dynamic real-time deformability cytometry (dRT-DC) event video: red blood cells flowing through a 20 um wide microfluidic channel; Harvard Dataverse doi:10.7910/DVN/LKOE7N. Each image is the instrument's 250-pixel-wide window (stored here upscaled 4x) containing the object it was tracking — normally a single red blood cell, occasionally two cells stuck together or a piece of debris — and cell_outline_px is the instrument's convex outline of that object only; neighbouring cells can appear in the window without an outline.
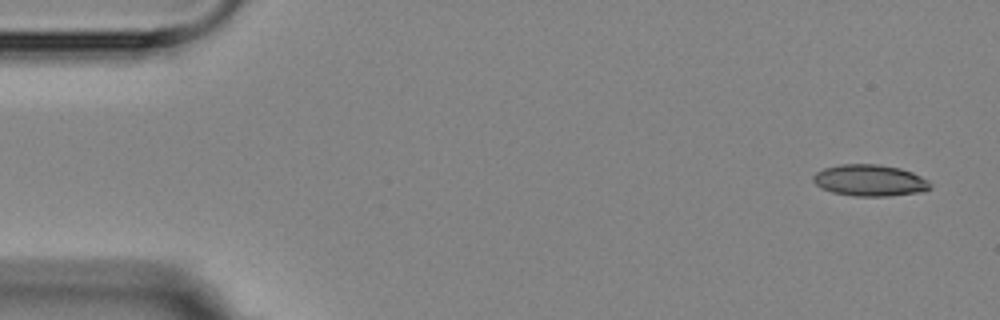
{"species": "Egyptian fruit bat (a non-hibernating species)", "species_latin": "Rousettus aegyptiacus", "temperature_condition": "room temperature", "stored_images_in_passage": 5, "camera_frame_rate_fps": 3000, "um_per_image_px": 0.085, "animal": {"sex": "female"}, "frame": {"image": 1, "passage_image": 1, "time_ms": 0.0, "image_size_px": [1000, 320], "cell_outline_px": [[932, 188], [924, 192], [888, 196], [856, 196], [832, 192], [820, 188], [812, 180], [812, 176], [816, 172], [824, 168], [840, 164], [880, 164], [900, 168], [912, 172], [928, 180], [932, 184]], "centroid_in_image_um": [73.95, 15.33], "position_along_channel_um": 11.0, "area_um2": 21.73}}
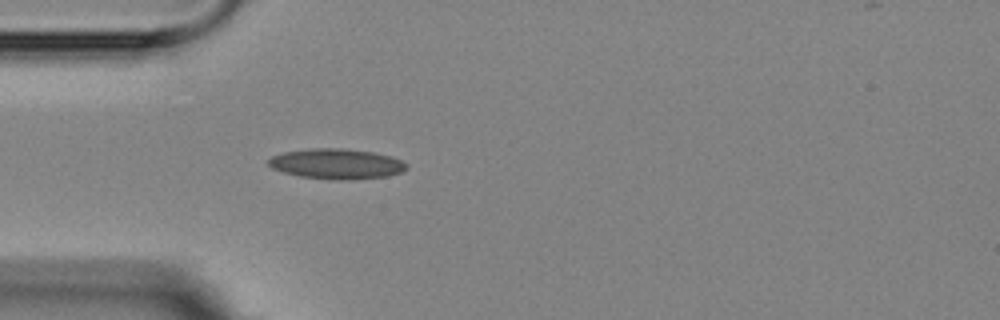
{"frame": {"image": 2, "passage_image": 5, "time_ms": 4.333, "image_size_px": [1000, 320], "cell_outline_px": [[408, 168], [400, 172], [388, 176], [340, 180], [300, 176], [284, 172], [272, 168], [268, 164], [268, 160], [272, 156], [284, 152], [312, 148], [340, 148], [376, 152], [392, 156], [408, 164]], "centroid_in_image_um": [28.63, 13.91], "position_along_channel_um": 56.4, "area_um2": 24.22}}